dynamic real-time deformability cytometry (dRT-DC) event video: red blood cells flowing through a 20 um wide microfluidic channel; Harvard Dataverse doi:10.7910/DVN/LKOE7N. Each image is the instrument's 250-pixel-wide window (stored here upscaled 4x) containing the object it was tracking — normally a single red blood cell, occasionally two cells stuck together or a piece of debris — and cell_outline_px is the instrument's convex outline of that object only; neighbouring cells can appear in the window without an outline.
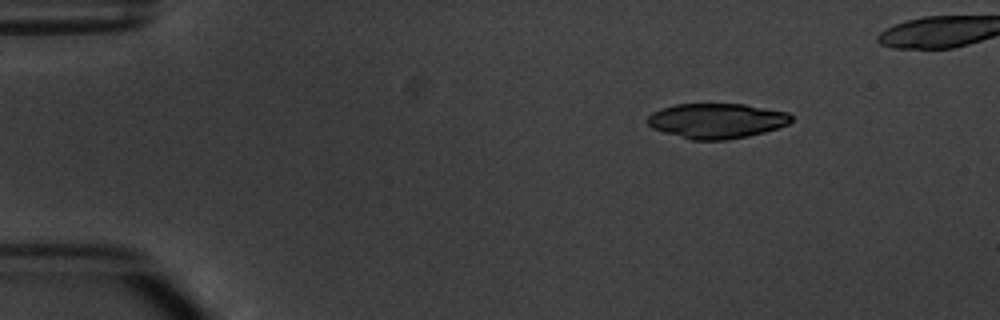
{"species": "common noctule bat (a hibernating species)", "species_latin": "Nyctalus noctula", "temperature_condition": "warm", "stored_images_in_passage": 4, "camera_frame_rate_fps": 3000, "um_per_image_px": 0.085, "animal": {"sex": "male", "body_mass_g": 20.1, "forearm_length_mm": 53.5}, "frame": {"image": 1, "passage_image": 1, "time_ms": 0.0, "image_size_px": [1000, 320], "cell_outline_px": [[792, 120], [788, 124], [764, 132], [748, 136], [728, 140], [692, 140], [664, 132], [652, 128], [648, 124], [648, 116], [652, 112], [660, 108], [676, 104], [744, 104], [788, 112], [792, 116]], "centroid_in_image_um": [60.91, 10.26], "position_along_channel_um": 24.1, "area_um2": 29.36}}